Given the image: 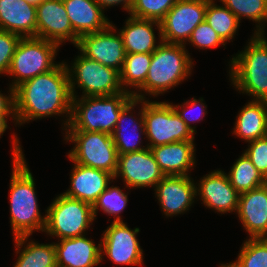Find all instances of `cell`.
<instances>
[{
  "instance_id": "8fae6325",
  "label": "cell",
  "mask_w": 267,
  "mask_h": 267,
  "mask_svg": "<svg viewBox=\"0 0 267 267\" xmlns=\"http://www.w3.org/2000/svg\"><path fill=\"white\" fill-rule=\"evenodd\" d=\"M208 0H179L161 24L163 42L186 46L192 31L205 20Z\"/></svg>"
},
{
  "instance_id": "ab89813d",
  "label": "cell",
  "mask_w": 267,
  "mask_h": 267,
  "mask_svg": "<svg viewBox=\"0 0 267 267\" xmlns=\"http://www.w3.org/2000/svg\"><path fill=\"white\" fill-rule=\"evenodd\" d=\"M97 2V4L103 9H107L108 7H114L115 5H122L123 9L128 12H130L133 4H134V0H95Z\"/></svg>"
},
{
  "instance_id": "8d00e7d4",
  "label": "cell",
  "mask_w": 267,
  "mask_h": 267,
  "mask_svg": "<svg viewBox=\"0 0 267 267\" xmlns=\"http://www.w3.org/2000/svg\"><path fill=\"white\" fill-rule=\"evenodd\" d=\"M204 99L201 97L199 99H196L194 97H192V99L185 101L184 103L180 104V105H173L174 110L177 112V114L181 117V119L186 123V125L189 127V129H191L195 134L197 131H195V126L193 125L192 127V123H196V121H201L203 120V117H205V115L207 114L206 111V107L207 105H205ZM195 110V109H200L198 111L199 116L197 115H192L191 113H189L191 110ZM197 116V117H196Z\"/></svg>"
},
{
  "instance_id": "484cf974",
  "label": "cell",
  "mask_w": 267,
  "mask_h": 267,
  "mask_svg": "<svg viewBox=\"0 0 267 267\" xmlns=\"http://www.w3.org/2000/svg\"><path fill=\"white\" fill-rule=\"evenodd\" d=\"M236 118L232 134L245 142L267 136V101H249Z\"/></svg>"
},
{
  "instance_id": "ac0fdd59",
  "label": "cell",
  "mask_w": 267,
  "mask_h": 267,
  "mask_svg": "<svg viewBox=\"0 0 267 267\" xmlns=\"http://www.w3.org/2000/svg\"><path fill=\"white\" fill-rule=\"evenodd\" d=\"M138 104L142 107L141 109L139 108L138 118H135L137 116L133 114V111L135 112L134 108L138 106ZM142 134L144 136L146 134L143 117V100L133 98L121 110L115 130L112 134V139L118 155L137 152L148 148L147 145H141Z\"/></svg>"
},
{
  "instance_id": "6da1fadb",
  "label": "cell",
  "mask_w": 267,
  "mask_h": 267,
  "mask_svg": "<svg viewBox=\"0 0 267 267\" xmlns=\"http://www.w3.org/2000/svg\"><path fill=\"white\" fill-rule=\"evenodd\" d=\"M16 125L30 120L57 115L66 117V128L71 118L72 96L66 62L62 61L48 72L26 80L14 89Z\"/></svg>"
},
{
  "instance_id": "8992f818",
  "label": "cell",
  "mask_w": 267,
  "mask_h": 267,
  "mask_svg": "<svg viewBox=\"0 0 267 267\" xmlns=\"http://www.w3.org/2000/svg\"><path fill=\"white\" fill-rule=\"evenodd\" d=\"M60 45L37 37L21 38L15 48L7 75L12 76L9 87L15 89L22 82L55 68Z\"/></svg>"
},
{
  "instance_id": "836d02e7",
  "label": "cell",
  "mask_w": 267,
  "mask_h": 267,
  "mask_svg": "<svg viewBox=\"0 0 267 267\" xmlns=\"http://www.w3.org/2000/svg\"><path fill=\"white\" fill-rule=\"evenodd\" d=\"M179 0H134L128 15L161 22Z\"/></svg>"
},
{
  "instance_id": "603a6c76",
  "label": "cell",
  "mask_w": 267,
  "mask_h": 267,
  "mask_svg": "<svg viewBox=\"0 0 267 267\" xmlns=\"http://www.w3.org/2000/svg\"><path fill=\"white\" fill-rule=\"evenodd\" d=\"M124 24V27L119 29L118 32L122 36L126 54L153 53L163 42L160 22L129 15ZM154 26L159 31L158 43L153 29Z\"/></svg>"
},
{
  "instance_id": "9a60e30c",
  "label": "cell",
  "mask_w": 267,
  "mask_h": 267,
  "mask_svg": "<svg viewBox=\"0 0 267 267\" xmlns=\"http://www.w3.org/2000/svg\"><path fill=\"white\" fill-rule=\"evenodd\" d=\"M36 37L60 46L67 40L74 47L77 45L79 37L72 29L62 0H47L36 6Z\"/></svg>"
},
{
  "instance_id": "30bf717a",
  "label": "cell",
  "mask_w": 267,
  "mask_h": 267,
  "mask_svg": "<svg viewBox=\"0 0 267 267\" xmlns=\"http://www.w3.org/2000/svg\"><path fill=\"white\" fill-rule=\"evenodd\" d=\"M143 117L148 148L195 139L170 102L143 100Z\"/></svg>"
},
{
  "instance_id": "9c48e42d",
  "label": "cell",
  "mask_w": 267,
  "mask_h": 267,
  "mask_svg": "<svg viewBox=\"0 0 267 267\" xmlns=\"http://www.w3.org/2000/svg\"><path fill=\"white\" fill-rule=\"evenodd\" d=\"M71 65L66 63L72 98L79 96L75 91L78 87L82 90L81 97L111 96L124 91L120 84V73L117 70L89 59L81 52Z\"/></svg>"
},
{
  "instance_id": "ffe728a7",
  "label": "cell",
  "mask_w": 267,
  "mask_h": 267,
  "mask_svg": "<svg viewBox=\"0 0 267 267\" xmlns=\"http://www.w3.org/2000/svg\"><path fill=\"white\" fill-rule=\"evenodd\" d=\"M70 176V188L64 192L68 197L93 204L113 182L114 176L106 171L74 163Z\"/></svg>"
},
{
  "instance_id": "2e32d148",
  "label": "cell",
  "mask_w": 267,
  "mask_h": 267,
  "mask_svg": "<svg viewBox=\"0 0 267 267\" xmlns=\"http://www.w3.org/2000/svg\"><path fill=\"white\" fill-rule=\"evenodd\" d=\"M154 191L160 208L167 217L184 214L197 199L196 184L190 175L164 176Z\"/></svg>"
},
{
  "instance_id": "7bdbcfd3",
  "label": "cell",
  "mask_w": 267,
  "mask_h": 267,
  "mask_svg": "<svg viewBox=\"0 0 267 267\" xmlns=\"http://www.w3.org/2000/svg\"><path fill=\"white\" fill-rule=\"evenodd\" d=\"M220 265H219V267H232L229 263H227V264H220Z\"/></svg>"
},
{
  "instance_id": "4316f807",
  "label": "cell",
  "mask_w": 267,
  "mask_h": 267,
  "mask_svg": "<svg viewBox=\"0 0 267 267\" xmlns=\"http://www.w3.org/2000/svg\"><path fill=\"white\" fill-rule=\"evenodd\" d=\"M29 237L19 236L14 238L15 251L19 256L13 267H57L54 242L40 244L33 240L29 241Z\"/></svg>"
},
{
  "instance_id": "7402d4cb",
  "label": "cell",
  "mask_w": 267,
  "mask_h": 267,
  "mask_svg": "<svg viewBox=\"0 0 267 267\" xmlns=\"http://www.w3.org/2000/svg\"><path fill=\"white\" fill-rule=\"evenodd\" d=\"M165 176H189L196 165L194 141H178L150 148Z\"/></svg>"
},
{
  "instance_id": "3957f363",
  "label": "cell",
  "mask_w": 267,
  "mask_h": 267,
  "mask_svg": "<svg viewBox=\"0 0 267 267\" xmlns=\"http://www.w3.org/2000/svg\"><path fill=\"white\" fill-rule=\"evenodd\" d=\"M189 54L185 45L162 42L152 53L145 83L133 93L134 98L146 100L148 94L159 96L181 84L192 74L194 63Z\"/></svg>"
},
{
  "instance_id": "e575fe53",
  "label": "cell",
  "mask_w": 267,
  "mask_h": 267,
  "mask_svg": "<svg viewBox=\"0 0 267 267\" xmlns=\"http://www.w3.org/2000/svg\"><path fill=\"white\" fill-rule=\"evenodd\" d=\"M189 44L198 49H211L219 45L225 46L226 43L212 29L206 20L201 22L193 31L188 40Z\"/></svg>"
},
{
  "instance_id": "b9f144b4",
  "label": "cell",
  "mask_w": 267,
  "mask_h": 267,
  "mask_svg": "<svg viewBox=\"0 0 267 267\" xmlns=\"http://www.w3.org/2000/svg\"><path fill=\"white\" fill-rule=\"evenodd\" d=\"M25 1H27V3H30V4H33V5L37 6L41 2L47 1V0H25Z\"/></svg>"
},
{
  "instance_id": "7c38bea8",
  "label": "cell",
  "mask_w": 267,
  "mask_h": 267,
  "mask_svg": "<svg viewBox=\"0 0 267 267\" xmlns=\"http://www.w3.org/2000/svg\"><path fill=\"white\" fill-rule=\"evenodd\" d=\"M139 231L138 227L131 229L124 222H112L100 241L101 260L106 255L116 265H142L144 253L137 239Z\"/></svg>"
},
{
  "instance_id": "7a4b0ae2",
  "label": "cell",
  "mask_w": 267,
  "mask_h": 267,
  "mask_svg": "<svg viewBox=\"0 0 267 267\" xmlns=\"http://www.w3.org/2000/svg\"><path fill=\"white\" fill-rule=\"evenodd\" d=\"M12 174L9 184L10 225L13 238L44 232L46 212L42 216L35 191V180L25 160L17 134L12 135Z\"/></svg>"
},
{
  "instance_id": "4fadbf2b",
  "label": "cell",
  "mask_w": 267,
  "mask_h": 267,
  "mask_svg": "<svg viewBox=\"0 0 267 267\" xmlns=\"http://www.w3.org/2000/svg\"><path fill=\"white\" fill-rule=\"evenodd\" d=\"M75 47L87 58L121 72L126 53L114 23L101 31L82 35Z\"/></svg>"
},
{
  "instance_id": "d6986e66",
  "label": "cell",
  "mask_w": 267,
  "mask_h": 267,
  "mask_svg": "<svg viewBox=\"0 0 267 267\" xmlns=\"http://www.w3.org/2000/svg\"><path fill=\"white\" fill-rule=\"evenodd\" d=\"M236 215L249 238L267 237V183L239 194Z\"/></svg>"
},
{
  "instance_id": "cb8c5ba5",
  "label": "cell",
  "mask_w": 267,
  "mask_h": 267,
  "mask_svg": "<svg viewBox=\"0 0 267 267\" xmlns=\"http://www.w3.org/2000/svg\"><path fill=\"white\" fill-rule=\"evenodd\" d=\"M0 30L36 37V6L25 0H0Z\"/></svg>"
},
{
  "instance_id": "d6a6232c",
  "label": "cell",
  "mask_w": 267,
  "mask_h": 267,
  "mask_svg": "<svg viewBox=\"0 0 267 267\" xmlns=\"http://www.w3.org/2000/svg\"><path fill=\"white\" fill-rule=\"evenodd\" d=\"M229 264L232 267H267V239H247L240 248L237 260Z\"/></svg>"
},
{
  "instance_id": "ba28073f",
  "label": "cell",
  "mask_w": 267,
  "mask_h": 267,
  "mask_svg": "<svg viewBox=\"0 0 267 267\" xmlns=\"http://www.w3.org/2000/svg\"><path fill=\"white\" fill-rule=\"evenodd\" d=\"M64 140L74 143L68 152L73 163L106 171L115 176L118 152L112 135L103 132L65 131Z\"/></svg>"
},
{
  "instance_id": "277c9868",
  "label": "cell",
  "mask_w": 267,
  "mask_h": 267,
  "mask_svg": "<svg viewBox=\"0 0 267 267\" xmlns=\"http://www.w3.org/2000/svg\"><path fill=\"white\" fill-rule=\"evenodd\" d=\"M229 79L239 93L267 101V38L253 34L244 50L229 62Z\"/></svg>"
},
{
  "instance_id": "1f68e13d",
  "label": "cell",
  "mask_w": 267,
  "mask_h": 267,
  "mask_svg": "<svg viewBox=\"0 0 267 267\" xmlns=\"http://www.w3.org/2000/svg\"><path fill=\"white\" fill-rule=\"evenodd\" d=\"M128 201L127 193L117 186L108 185L107 189L97 198L92 206L94 218L96 219L100 209L108 216L113 215L115 217L113 222H123L120 214L126 208Z\"/></svg>"
},
{
  "instance_id": "44dd1931",
  "label": "cell",
  "mask_w": 267,
  "mask_h": 267,
  "mask_svg": "<svg viewBox=\"0 0 267 267\" xmlns=\"http://www.w3.org/2000/svg\"><path fill=\"white\" fill-rule=\"evenodd\" d=\"M59 241L54 242L57 267H97L102 262L101 244L86 235Z\"/></svg>"
},
{
  "instance_id": "5b68a950",
  "label": "cell",
  "mask_w": 267,
  "mask_h": 267,
  "mask_svg": "<svg viewBox=\"0 0 267 267\" xmlns=\"http://www.w3.org/2000/svg\"><path fill=\"white\" fill-rule=\"evenodd\" d=\"M133 98V94L126 91L111 96L72 98L70 122L66 128L62 127V130L103 132L112 135L121 110Z\"/></svg>"
},
{
  "instance_id": "5bb4252c",
  "label": "cell",
  "mask_w": 267,
  "mask_h": 267,
  "mask_svg": "<svg viewBox=\"0 0 267 267\" xmlns=\"http://www.w3.org/2000/svg\"><path fill=\"white\" fill-rule=\"evenodd\" d=\"M164 176L150 148L118 155L114 179L122 178L128 188H155Z\"/></svg>"
},
{
  "instance_id": "e0dca14e",
  "label": "cell",
  "mask_w": 267,
  "mask_h": 267,
  "mask_svg": "<svg viewBox=\"0 0 267 267\" xmlns=\"http://www.w3.org/2000/svg\"><path fill=\"white\" fill-rule=\"evenodd\" d=\"M196 184V196L202 203L217 213H236L238 210L239 193L231 185L223 170H214L201 177Z\"/></svg>"
},
{
  "instance_id": "d590c367",
  "label": "cell",
  "mask_w": 267,
  "mask_h": 267,
  "mask_svg": "<svg viewBox=\"0 0 267 267\" xmlns=\"http://www.w3.org/2000/svg\"><path fill=\"white\" fill-rule=\"evenodd\" d=\"M243 153L267 180V136L248 142V148Z\"/></svg>"
},
{
  "instance_id": "f546056e",
  "label": "cell",
  "mask_w": 267,
  "mask_h": 267,
  "mask_svg": "<svg viewBox=\"0 0 267 267\" xmlns=\"http://www.w3.org/2000/svg\"><path fill=\"white\" fill-rule=\"evenodd\" d=\"M215 1L208 0L205 20L221 39L227 43V41L234 39L237 29H239L240 21L223 3L220 6Z\"/></svg>"
},
{
  "instance_id": "60d3db41",
  "label": "cell",
  "mask_w": 267,
  "mask_h": 267,
  "mask_svg": "<svg viewBox=\"0 0 267 267\" xmlns=\"http://www.w3.org/2000/svg\"><path fill=\"white\" fill-rule=\"evenodd\" d=\"M12 118V120H14L13 123L16 124V119H15V113H0V138L1 136L4 134V132L6 131V129H8V117Z\"/></svg>"
},
{
  "instance_id": "f1b7e54d",
  "label": "cell",
  "mask_w": 267,
  "mask_h": 267,
  "mask_svg": "<svg viewBox=\"0 0 267 267\" xmlns=\"http://www.w3.org/2000/svg\"><path fill=\"white\" fill-rule=\"evenodd\" d=\"M226 175L231 185L239 194L256 189L267 183V180L244 153L239 156Z\"/></svg>"
},
{
  "instance_id": "52a82bcc",
  "label": "cell",
  "mask_w": 267,
  "mask_h": 267,
  "mask_svg": "<svg viewBox=\"0 0 267 267\" xmlns=\"http://www.w3.org/2000/svg\"><path fill=\"white\" fill-rule=\"evenodd\" d=\"M52 201L46 210L44 232L58 240L86 235L95 220L92 206L63 193Z\"/></svg>"
},
{
  "instance_id": "74e56055",
  "label": "cell",
  "mask_w": 267,
  "mask_h": 267,
  "mask_svg": "<svg viewBox=\"0 0 267 267\" xmlns=\"http://www.w3.org/2000/svg\"><path fill=\"white\" fill-rule=\"evenodd\" d=\"M20 39L21 37L15 33L0 30V75H7Z\"/></svg>"
},
{
  "instance_id": "4dcf8cb0",
  "label": "cell",
  "mask_w": 267,
  "mask_h": 267,
  "mask_svg": "<svg viewBox=\"0 0 267 267\" xmlns=\"http://www.w3.org/2000/svg\"><path fill=\"white\" fill-rule=\"evenodd\" d=\"M241 22L244 18L255 21L253 34H265L267 0H220ZM242 18V19H241Z\"/></svg>"
},
{
  "instance_id": "d4e9b609",
  "label": "cell",
  "mask_w": 267,
  "mask_h": 267,
  "mask_svg": "<svg viewBox=\"0 0 267 267\" xmlns=\"http://www.w3.org/2000/svg\"><path fill=\"white\" fill-rule=\"evenodd\" d=\"M74 33L82 35L105 29L110 20L95 0H62Z\"/></svg>"
},
{
  "instance_id": "83f0119b",
  "label": "cell",
  "mask_w": 267,
  "mask_h": 267,
  "mask_svg": "<svg viewBox=\"0 0 267 267\" xmlns=\"http://www.w3.org/2000/svg\"><path fill=\"white\" fill-rule=\"evenodd\" d=\"M152 53L126 54L124 64L120 72V84L124 91L133 94L145 83ZM128 86L129 89L127 88ZM135 90L131 91L132 88Z\"/></svg>"
},
{
  "instance_id": "f35d334b",
  "label": "cell",
  "mask_w": 267,
  "mask_h": 267,
  "mask_svg": "<svg viewBox=\"0 0 267 267\" xmlns=\"http://www.w3.org/2000/svg\"><path fill=\"white\" fill-rule=\"evenodd\" d=\"M7 95L0 91V113H15L14 89L9 88Z\"/></svg>"
}]
</instances>
